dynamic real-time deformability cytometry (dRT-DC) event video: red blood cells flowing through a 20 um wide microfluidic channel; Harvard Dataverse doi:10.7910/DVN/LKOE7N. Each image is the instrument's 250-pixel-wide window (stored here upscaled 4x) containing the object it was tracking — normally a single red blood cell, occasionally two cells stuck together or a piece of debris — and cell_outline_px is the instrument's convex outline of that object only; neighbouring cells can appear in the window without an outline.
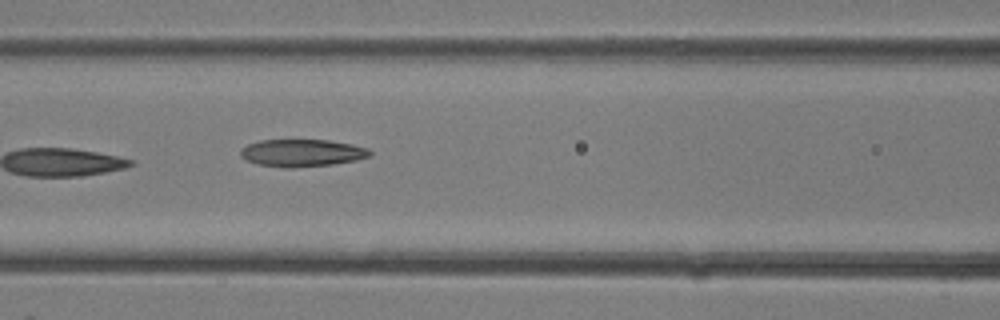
{"species": "common noctule bat (a hibernating species)", "species_latin": "Nyctalus noctula", "temperature_condition": "room temperature", "stored_images_in_passage": 7, "camera_frame_rate_fps": 3000, "um_per_image_px": 0.085, "animal": {"sex": "female"}, "frame": {"image": 1, "passage_image": 7, "time_ms": 2.0, "image_size_px": [1000, 320], "cell_outline_px": [[372, 156], [356, 160], [332, 164], [292, 168], [256, 164], [240, 156], [240, 148], [248, 144], [260, 140], [328, 140], [352, 144], [368, 148], [372, 152]], "centroid_in_image_um": [25.68, 12.99], "position_along_channel_um": 140.9, "area_um2": 20.63}}